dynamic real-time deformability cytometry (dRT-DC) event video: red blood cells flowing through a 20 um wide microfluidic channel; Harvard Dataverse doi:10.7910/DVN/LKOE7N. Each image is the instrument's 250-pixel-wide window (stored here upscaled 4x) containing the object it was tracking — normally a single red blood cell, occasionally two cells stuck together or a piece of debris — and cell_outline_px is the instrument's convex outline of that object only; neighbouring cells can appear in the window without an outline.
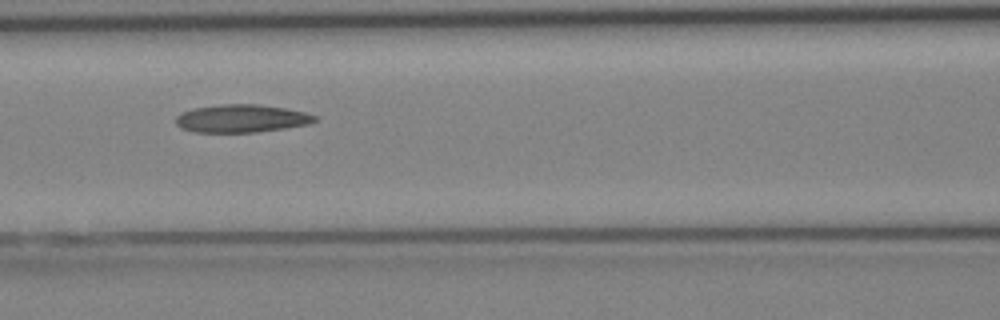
{"species": "Egyptian fruit bat (a non-hibernating species)", "species_latin": "Rousettus aegyptiacus", "temperature_condition": "cold", "stored_images_in_passage": 5, "camera_frame_rate_fps": 3000, "um_per_image_px": 0.085, "animal": {"sex": "female"}, "frame": {"image": 1, "passage_image": 4, "time_ms": 3.667, "image_size_px": [1000, 320], "cell_outline_px": [[320, 116], [316, 120], [308, 124], [284, 128], [256, 132], [196, 132], [180, 128], [176, 124], [176, 116], [180, 112], [192, 108], [220, 104], [260, 104], [284, 108], [304, 112]], "centroid_in_image_um": [20.5, 10.06], "position_along_channel_um": 146.1, "area_um2": 22.72}}
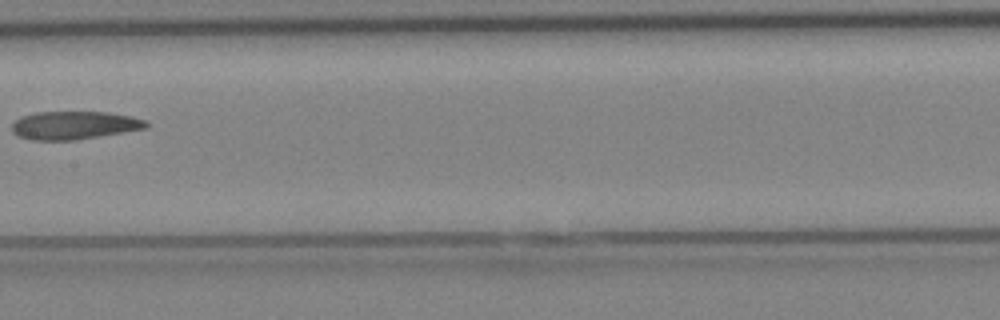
{"frame": {"image": 2, "passage_image": 5, "time_ms": 4.667, "image_size_px": [1000, 320], "cell_outline_px": [[148, 124], [144, 128], [124, 132], [76, 140], [32, 140], [16, 136], [12, 132], [12, 124], [20, 116], [36, 112], [108, 112], [132, 116], [144, 120]], "centroid_in_image_um": [6.25, 10.65], "position_along_channel_um": 201.1, "area_um2": 22.02}}